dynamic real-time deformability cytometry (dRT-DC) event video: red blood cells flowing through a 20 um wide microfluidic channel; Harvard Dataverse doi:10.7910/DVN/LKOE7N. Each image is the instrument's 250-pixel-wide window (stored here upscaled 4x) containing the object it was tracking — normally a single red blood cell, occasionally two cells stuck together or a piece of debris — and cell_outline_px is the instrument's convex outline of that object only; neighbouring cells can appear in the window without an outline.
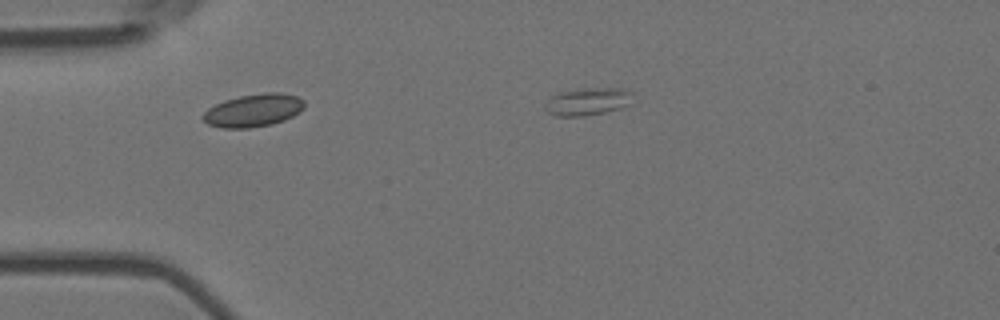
{"species": "Egyptian fruit bat (a non-hibernating species)", "species_latin": "Rousettus aegyptiacus", "temperature_condition": "room temperature", "stored_images_in_passage": 2, "camera_frame_rate_fps": 3000, "um_per_image_px": 0.085, "animal": {"sex": "female"}, "frame": {"image": 1, "passage_image": 1, "time_ms": 0.0, "image_size_px": [1000, 320], "cell_outline_px": [[304, 108], [300, 112], [284, 120], [272, 124], [248, 128], [224, 128], [208, 124], [200, 116], [208, 108], [224, 100], [240, 96], [264, 92], [280, 92], [296, 96], [304, 100]], "centroid_in_image_um": [21.54, 9.38], "position_along_channel_um": 63.5, "area_um2": 19.42}}